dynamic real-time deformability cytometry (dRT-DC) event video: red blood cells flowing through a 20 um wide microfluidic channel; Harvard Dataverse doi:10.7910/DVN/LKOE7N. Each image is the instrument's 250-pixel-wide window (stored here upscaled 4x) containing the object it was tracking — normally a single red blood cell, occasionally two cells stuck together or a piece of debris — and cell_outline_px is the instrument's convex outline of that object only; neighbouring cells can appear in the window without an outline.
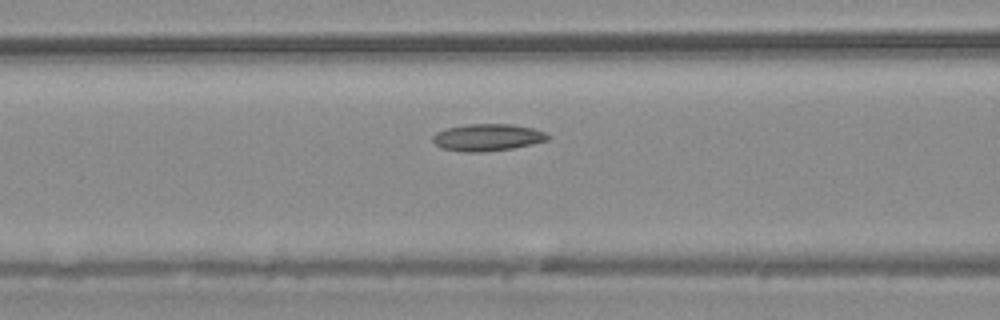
{"species": "common noctule bat (a hibernating species)", "species_latin": "Nyctalus noctula", "temperature_condition": "warm", "stored_images_in_passage": 53, "camera_frame_rate_fps": 3000, "um_per_image_px": 0.085, "animal": {"sex": "male", "body_mass_g": 20.4}, "frame": {"image": 1, "passage_image": 21, "time_ms": 6.667, "image_size_px": [1000, 320], "cell_outline_px": [[552, 136], [548, 140], [532, 144], [512, 148], [484, 152], [464, 152], [440, 148], [432, 140], [432, 136], [436, 132], [448, 128], [468, 124], [512, 124], [532, 128], [544, 132]], "centroid_in_image_um": [41.44, 11.68], "position_along_channel_um": 125.2, "area_um2": 18.15}}
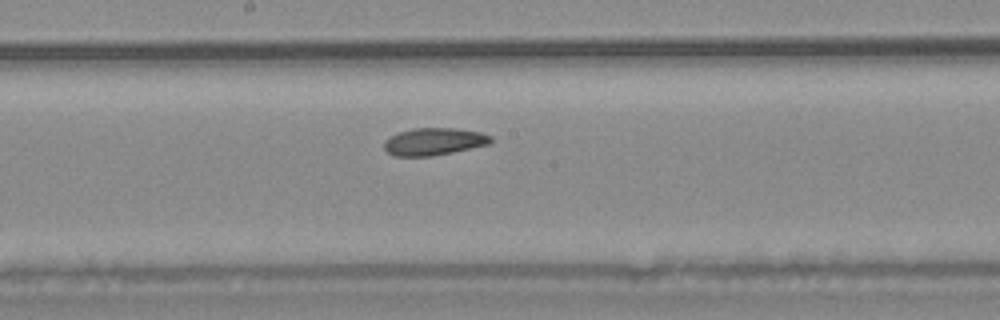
{"frame": {"image": 2, "passage_image": 28, "time_ms": 9.0, "image_size_px": [1000, 320], "cell_outline_px": [[492, 140], [488, 144], [452, 152], [432, 156], [392, 156], [384, 148], [384, 140], [396, 132], [412, 128], [456, 128], [480, 132], [492, 136]], "centroid_in_image_um": [36.84, 12.02], "position_along_channel_um": 211.4, "area_um2": 17.05}}
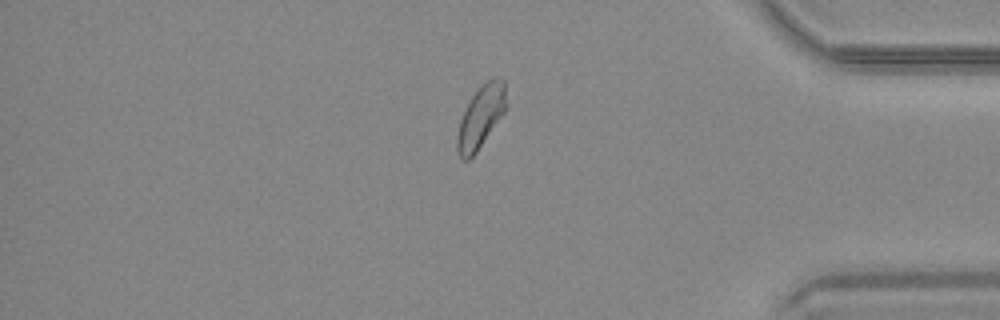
{"frame": {"image": 3, "passage_image": 45, "time_ms": 14.667, "image_size_px": [1000, 320], "cell_outline_px": [[508, 104], [504, 112], [476, 152], [468, 160], [464, 160], [460, 156], [456, 148], [456, 136], [460, 120], [472, 96], [480, 84], [492, 76], [496, 76], [504, 80]], "centroid_in_image_um": [40.89, 9.87], "position_along_channel_um": 394.3, "area_um2": 17.86}, "authors_computed_cell_mechanics": {"area_um2": 18.0336, "velocity_mm_per_s": 3.6896, "shape_relaxation_time_tau1_ms": null, "shape_relaxation_time_tau2_ms": 4.8127, "deformation_change_tau1": null, "deformation_change_tau2": 0.1106}}